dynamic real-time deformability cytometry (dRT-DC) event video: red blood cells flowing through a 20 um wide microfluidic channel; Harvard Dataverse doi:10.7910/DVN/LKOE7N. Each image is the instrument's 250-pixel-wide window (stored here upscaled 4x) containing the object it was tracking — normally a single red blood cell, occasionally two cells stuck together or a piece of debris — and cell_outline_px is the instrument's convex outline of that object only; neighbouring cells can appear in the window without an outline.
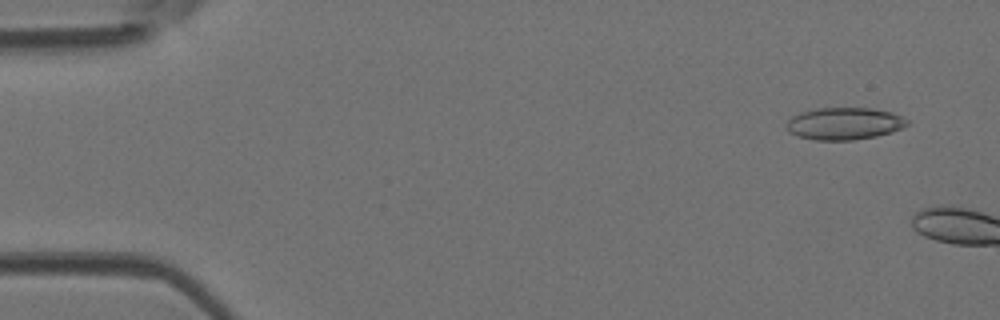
{"species": "Egyptian fruit bat (a non-hibernating species)", "species_latin": "Rousettus aegyptiacus", "temperature_condition": "room temperature", "stored_images_in_passage": 2, "camera_frame_rate_fps": 3000, "um_per_image_px": 0.085, "animal": {"sex": "female"}, "frame": {"image": 1, "passage_image": 1, "time_ms": 0.0, "image_size_px": [1000, 320], "cell_outline_px": [[908, 124], [904, 128], [892, 132], [876, 136], [852, 140], [816, 140], [796, 136], [788, 132], [788, 120], [792, 116], [800, 112], [816, 108], [872, 108], [892, 112], [908, 120]], "centroid_in_image_um": [71.77, 10.5], "position_along_channel_um": 13.2, "area_um2": 22.72}}